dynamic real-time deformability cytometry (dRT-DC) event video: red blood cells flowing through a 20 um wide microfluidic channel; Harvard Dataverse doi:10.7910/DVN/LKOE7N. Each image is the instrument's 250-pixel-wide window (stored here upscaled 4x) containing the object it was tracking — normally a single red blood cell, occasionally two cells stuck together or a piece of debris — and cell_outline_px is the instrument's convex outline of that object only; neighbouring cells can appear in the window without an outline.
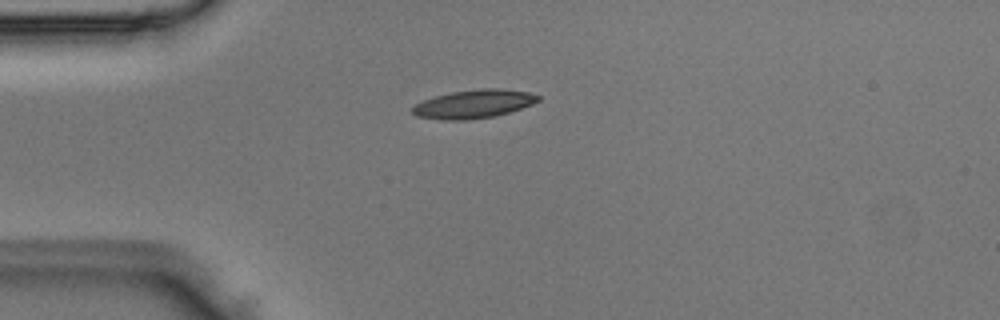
{"species": "Egyptian fruit bat (a non-hibernating species)", "species_latin": "Rousettus aegyptiacus", "temperature_condition": "room temperature", "stored_images_in_passage": 1, "camera_frame_rate_fps": 3000, "um_per_image_px": 0.085, "animal": {"sex": "male"}, "frame": {"image": 1, "passage_image": 1, "time_ms": 0.0, "image_size_px": [1000, 320], "cell_outline_px": [[540, 100], [532, 104], [496, 116], [468, 120], [444, 120], [416, 116], [412, 112], [412, 108], [416, 104], [424, 100], [436, 96], [452, 92], [480, 88], [500, 88], [528, 92], [540, 96]], "centroid_in_image_um": [40.28, 8.84], "position_along_channel_um": 44.7, "area_um2": 20.75}}